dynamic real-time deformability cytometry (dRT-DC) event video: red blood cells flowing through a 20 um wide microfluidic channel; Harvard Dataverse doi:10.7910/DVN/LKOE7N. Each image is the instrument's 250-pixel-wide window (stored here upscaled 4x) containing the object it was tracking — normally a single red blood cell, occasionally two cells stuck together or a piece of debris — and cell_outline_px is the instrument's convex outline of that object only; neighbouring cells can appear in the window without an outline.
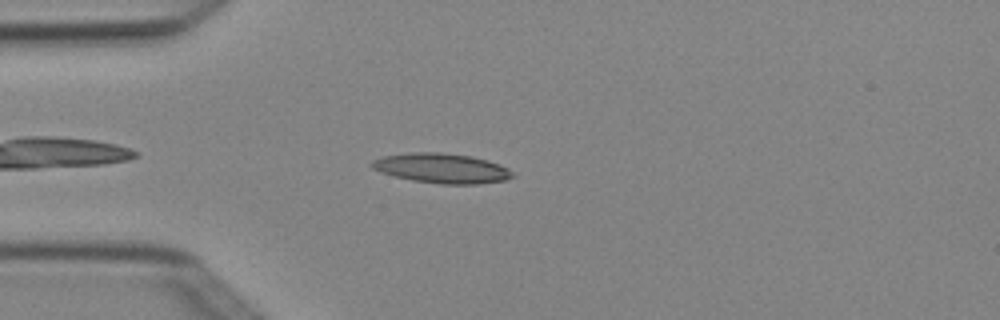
{"species": "Egyptian fruit bat (a non-hibernating species)", "species_latin": "Rousettus aegyptiacus", "temperature_condition": "cold", "stored_images_in_passage": 4, "camera_frame_rate_fps": 3000, "um_per_image_px": 0.085, "animal": {"sex": "female"}, "frame": {"image": 1, "passage_image": 4, "time_ms": 1.0, "image_size_px": [1000, 320], "cell_outline_px": [[516, 176], [504, 180], [476, 184], [440, 184], [412, 180], [380, 172], [372, 168], [368, 164], [372, 160], [384, 156], [408, 152], [440, 152], [472, 156], [488, 160], [500, 164], [508, 168]], "centroid_in_image_um": [37.54, 14.29], "position_along_channel_um": 47.5, "area_um2": 24.57}}